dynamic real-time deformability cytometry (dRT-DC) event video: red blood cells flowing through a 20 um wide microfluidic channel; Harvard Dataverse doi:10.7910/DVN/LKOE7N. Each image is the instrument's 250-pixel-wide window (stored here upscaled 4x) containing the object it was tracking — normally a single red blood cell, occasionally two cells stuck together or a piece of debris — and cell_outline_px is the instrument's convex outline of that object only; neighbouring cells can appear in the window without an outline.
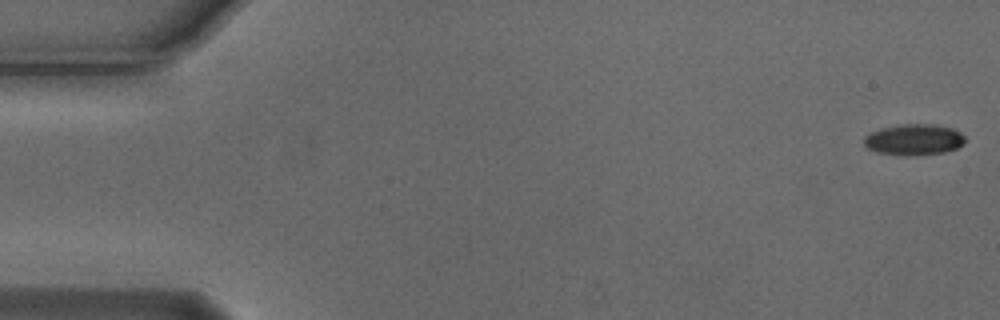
{"species": "Egyptian fruit bat (a non-hibernating species)", "species_latin": "Rousettus aegyptiacus", "temperature_condition": "cold", "stored_images_in_passage": 10, "camera_frame_rate_fps": 3000, "um_per_image_px": 0.085, "animal": {"sex": "male"}, "frame": {"image": 1, "passage_image": 1, "time_ms": 0.0, "image_size_px": [1000, 320], "cell_outline_px": [[964, 144], [956, 148], [944, 152], [908, 156], [904, 156], [876, 152], [868, 148], [864, 144], [864, 136], [880, 128], [904, 124], [928, 124], [952, 128], [960, 132], [964, 136]], "centroid_in_image_um": [77.67, 11.87], "position_along_channel_um": 7.3, "area_um2": 18.21}}